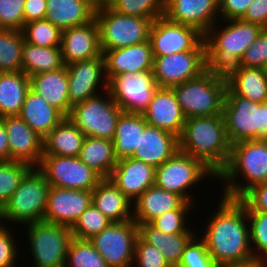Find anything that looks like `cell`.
Returning <instances> with one entry per match:
<instances>
[{"mask_svg":"<svg viewBox=\"0 0 267 267\" xmlns=\"http://www.w3.org/2000/svg\"><path fill=\"white\" fill-rule=\"evenodd\" d=\"M220 196L215 213L206 218L209 221L204 223L203 233L201 231L199 236L218 265L254 258L246 207L240 199Z\"/></svg>","mask_w":267,"mask_h":267,"instance_id":"obj_1","label":"cell"},{"mask_svg":"<svg viewBox=\"0 0 267 267\" xmlns=\"http://www.w3.org/2000/svg\"><path fill=\"white\" fill-rule=\"evenodd\" d=\"M219 21L204 34L206 70L227 80L240 68L245 51L263 28L242 19Z\"/></svg>","mask_w":267,"mask_h":267,"instance_id":"obj_2","label":"cell"},{"mask_svg":"<svg viewBox=\"0 0 267 267\" xmlns=\"http://www.w3.org/2000/svg\"><path fill=\"white\" fill-rule=\"evenodd\" d=\"M179 151L201 161L216 176L226 167L231 153L223 115L186 118Z\"/></svg>","mask_w":267,"mask_h":267,"instance_id":"obj_3","label":"cell"},{"mask_svg":"<svg viewBox=\"0 0 267 267\" xmlns=\"http://www.w3.org/2000/svg\"><path fill=\"white\" fill-rule=\"evenodd\" d=\"M217 179L224 182L220 195L232 199H240L253 186L267 182V140L232 144L229 161Z\"/></svg>","mask_w":267,"mask_h":267,"instance_id":"obj_4","label":"cell"},{"mask_svg":"<svg viewBox=\"0 0 267 267\" xmlns=\"http://www.w3.org/2000/svg\"><path fill=\"white\" fill-rule=\"evenodd\" d=\"M222 115L231 145L244 140H267V101L253 102L227 85Z\"/></svg>","mask_w":267,"mask_h":267,"instance_id":"obj_5","label":"cell"},{"mask_svg":"<svg viewBox=\"0 0 267 267\" xmlns=\"http://www.w3.org/2000/svg\"><path fill=\"white\" fill-rule=\"evenodd\" d=\"M49 188L50 184L44 174L33 167L0 210L3 224L18 223L24 227L23 225L43 221Z\"/></svg>","mask_w":267,"mask_h":267,"instance_id":"obj_6","label":"cell"},{"mask_svg":"<svg viewBox=\"0 0 267 267\" xmlns=\"http://www.w3.org/2000/svg\"><path fill=\"white\" fill-rule=\"evenodd\" d=\"M227 80L207 70L199 77L172 87L186 118L221 115Z\"/></svg>","mask_w":267,"mask_h":267,"instance_id":"obj_7","label":"cell"},{"mask_svg":"<svg viewBox=\"0 0 267 267\" xmlns=\"http://www.w3.org/2000/svg\"><path fill=\"white\" fill-rule=\"evenodd\" d=\"M206 178L216 180L217 176L201 161L178 150L155 169L154 184L163 190L178 194L187 202L194 203V191L192 192V190L198 184L202 185L200 182L204 183L203 180Z\"/></svg>","mask_w":267,"mask_h":267,"instance_id":"obj_8","label":"cell"},{"mask_svg":"<svg viewBox=\"0 0 267 267\" xmlns=\"http://www.w3.org/2000/svg\"><path fill=\"white\" fill-rule=\"evenodd\" d=\"M33 267H65L73 235L70 227L45 221L24 225Z\"/></svg>","mask_w":267,"mask_h":267,"instance_id":"obj_9","label":"cell"},{"mask_svg":"<svg viewBox=\"0 0 267 267\" xmlns=\"http://www.w3.org/2000/svg\"><path fill=\"white\" fill-rule=\"evenodd\" d=\"M95 19L99 27L102 53L148 41L154 21L152 18L114 12L108 6L96 10Z\"/></svg>","mask_w":267,"mask_h":267,"instance_id":"obj_10","label":"cell"},{"mask_svg":"<svg viewBox=\"0 0 267 267\" xmlns=\"http://www.w3.org/2000/svg\"><path fill=\"white\" fill-rule=\"evenodd\" d=\"M122 112L106 90L105 93L73 105L67 117L86 137L113 141L117 120Z\"/></svg>","mask_w":267,"mask_h":267,"instance_id":"obj_11","label":"cell"},{"mask_svg":"<svg viewBox=\"0 0 267 267\" xmlns=\"http://www.w3.org/2000/svg\"><path fill=\"white\" fill-rule=\"evenodd\" d=\"M154 57L191 50H206L204 34L197 28L170 21L165 16L156 18L149 31Z\"/></svg>","mask_w":267,"mask_h":267,"instance_id":"obj_12","label":"cell"},{"mask_svg":"<svg viewBox=\"0 0 267 267\" xmlns=\"http://www.w3.org/2000/svg\"><path fill=\"white\" fill-rule=\"evenodd\" d=\"M139 228L134 220L112 222L89 239L109 267H132Z\"/></svg>","mask_w":267,"mask_h":267,"instance_id":"obj_13","label":"cell"},{"mask_svg":"<svg viewBox=\"0 0 267 267\" xmlns=\"http://www.w3.org/2000/svg\"><path fill=\"white\" fill-rule=\"evenodd\" d=\"M37 168L50 186L92 191L103 179L78 157L43 155Z\"/></svg>","mask_w":267,"mask_h":267,"instance_id":"obj_14","label":"cell"},{"mask_svg":"<svg viewBox=\"0 0 267 267\" xmlns=\"http://www.w3.org/2000/svg\"><path fill=\"white\" fill-rule=\"evenodd\" d=\"M157 88L152 70L119 74L108 81V91L113 101L126 113L142 114Z\"/></svg>","mask_w":267,"mask_h":267,"instance_id":"obj_15","label":"cell"},{"mask_svg":"<svg viewBox=\"0 0 267 267\" xmlns=\"http://www.w3.org/2000/svg\"><path fill=\"white\" fill-rule=\"evenodd\" d=\"M153 74L158 87L172 88L206 71V50H191L154 57Z\"/></svg>","mask_w":267,"mask_h":267,"instance_id":"obj_16","label":"cell"},{"mask_svg":"<svg viewBox=\"0 0 267 267\" xmlns=\"http://www.w3.org/2000/svg\"><path fill=\"white\" fill-rule=\"evenodd\" d=\"M66 68L71 106L108 90L103 53L93 59L70 63Z\"/></svg>","mask_w":267,"mask_h":267,"instance_id":"obj_17","label":"cell"},{"mask_svg":"<svg viewBox=\"0 0 267 267\" xmlns=\"http://www.w3.org/2000/svg\"><path fill=\"white\" fill-rule=\"evenodd\" d=\"M92 204V191L50 186L43 221L71 227Z\"/></svg>","mask_w":267,"mask_h":267,"instance_id":"obj_18","label":"cell"},{"mask_svg":"<svg viewBox=\"0 0 267 267\" xmlns=\"http://www.w3.org/2000/svg\"><path fill=\"white\" fill-rule=\"evenodd\" d=\"M164 16L170 21L190 25L205 34L219 21L218 0H165Z\"/></svg>","mask_w":267,"mask_h":267,"instance_id":"obj_19","label":"cell"},{"mask_svg":"<svg viewBox=\"0 0 267 267\" xmlns=\"http://www.w3.org/2000/svg\"><path fill=\"white\" fill-rule=\"evenodd\" d=\"M7 131L10 160L37 167L43 157V138L19 116L2 117Z\"/></svg>","mask_w":267,"mask_h":267,"instance_id":"obj_20","label":"cell"},{"mask_svg":"<svg viewBox=\"0 0 267 267\" xmlns=\"http://www.w3.org/2000/svg\"><path fill=\"white\" fill-rule=\"evenodd\" d=\"M60 47L65 65L100 56L102 51L96 19L87 24L63 30Z\"/></svg>","mask_w":267,"mask_h":267,"instance_id":"obj_21","label":"cell"},{"mask_svg":"<svg viewBox=\"0 0 267 267\" xmlns=\"http://www.w3.org/2000/svg\"><path fill=\"white\" fill-rule=\"evenodd\" d=\"M142 114L147 124L181 136L186 117L172 88L158 87Z\"/></svg>","mask_w":267,"mask_h":267,"instance_id":"obj_22","label":"cell"},{"mask_svg":"<svg viewBox=\"0 0 267 267\" xmlns=\"http://www.w3.org/2000/svg\"><path fill=\"white\" fill-rule=\"evenodd\" d=\"M114 185L133 203L155 183V168L134 158L119 160L109 176Z\"/></svg>","mask_w":267,"mask_h":267,"instance_id":"obj_23","label":"cell"},{"mask_svg":"<svg viewBox=\"0 0 267 267\" xmlns=\"http://www.w3.org/2000/svg\"><path fill=\"white\" fill-rule=\"evenodd\" d=\"M103 56L108 81L115 75L153 69L154 56L149 40L127 47L106 50Z\"/></svg>","mask_w":267,"mask_h":267,"instance_id":"obj_24","label":"cell"},{"mask_svg":"<svg viewBox=\"0 0 267 267\" xmlns=\"http://www.w3.org/2000/svg\"><path fill=\"white\" fill-rule=\"evenodd\" d=\"M178 150L179 140L177 136L147 124L144 133H141L139 147H136L132 158L151 165L156 169Z\"/></svg>","mask_w":267,"mask_h":267,"instance_id":"obj_25","label":"cell"},{"mask_svg":"<svg viewBox=\"0 0 267 267\" xmlns=\"http://www.w3.org/2000/svg\"><path fill=\"white\" fill-rule=\"evenodd\" d=\"M186 202L178 194L154 184L133 202V220L137 224L150 223L167 211L180 209Z\"/></svg>","mask_w":267,"mask_h":267,"instance_id":"obj_26","label":"cell"},{"mask_svg":"<svg viewBox=\"0 0 267 267\" xmlns=\"http://www.w3.org/2000/svg\"><path fill=\"white\" fill-rule=\"evenodd\" d=\"M29 78L32 91L42 96L66 117L70 114L72 106L69 101L66 65L59 70L35 74Z\"/></svg>","mask_w":267,"mask_h":267,"instance_id":"obj_27","label":"cell"},{"mask_svg":"<svg viewBox=\"0 0 267 267\" xmlns=\"http://www.w3.org/2000/svg\"><path fill=\"white\" fill-rule=\"evenodd\" d=\"M19 116L43 139L66 117L31 89L26 95Z\"/></svg>","mask_w":267,"mask_h":267,"instance_id":"obj_28","label":"cell"},{"mask_svg":"<svg viewBox=\"0 0 267 267\" xmlns=\"http://www.w3.org/2000/svg\"><path fill=\"white\" fill-rule=\"evenodd\" d=\"M92 203L112 222L133 220V203L109 178H103L92 190Z\"/></svg>","mask_w":267,"mask_h":267,"instance_id":"obj_29","label":"cell"},{"mask_svg":"<svg viewBox=\"0 0 267 267\" xmlns=\"http://www.w3.org/2000/svg\"><path fill=\"white\" fill-rule=\"evenodd\" d=\"M95 9L85 0H46V20L61 31L89 23Z\"/></svg>","mask_w":267,"mask_h":267,"instance_id":"obj_30","label":"cell"},{"mask_svg":"<svg viewBox=\"0 0 267 267\" xmlns=\"http://www.w3.org/2000/svg\"><path fill=\"white\" fill-rule=\"evenodd\" d=\"M139 236L147 243L155 246L171 267H177L181 261L186 245L196 233H164L150 223L137 224Z\"/></svg>","mask_w":267,"mask_h":267,"instance_id":"obj_31","label":"cell"},{"mask_svg":"<svg viewBox=\"0 0 267 267\" xmlns=\"http://www.w3.org/2000/svg\"><path fill=\"white\" fill-rule=\"evenodd\" d=\"M85 137L83 132L65 117L43 139V155L78 157Z\"/></svg>","mask_w":267,"mask_h":267,"instance_id":"obj_32","label":"cell"},{"mask_svg":"<svg viewBox=\"0 0 267 267\" xmlns=\"http://www.w3.org/2000/svg\"><path fill=\"white\" fill-rule=\"evenodd\" d=\"M147 122L143 114L122 112L116 124L113 145L117 161L132 158Z\"/></svg>","mask_w":267,"mask_h":267,"instance_id":"obj_33","label":"cell"},{"mask_svg":"<svg viewBox=\"0 0 267 267\" xmlns=\"http://www.w3.org/2000/svg\"><path fill=\"white\" fill-rule=\"evenodd\" d=\"M30 90V78L23 71L0 73V117L19 115Z\"/></svg>","mask_w":267,"mask_h":267,"instance_id":"obj_34","label":"cell"},{"mask_svg":"<svg viewBox=\"0 0 267 267\" xmlns=\"http://www.w3.org/2000/svg\"><path fill=\"white\" fill-rule=\"evenodd\" d=\"M78 158L102 178H109L117 164L113 141L85 137Z\"/></svg>","mask_w":267,"mask_h":267,"instance_id":"obj_35","label":"cell"},{"mask_svg":"<svg viewBox=\"0 0 267 267\" xmlns=\"http://www.w3.org/2000/svg\"><path fill=\"white\" fill-rule=\"evenodd\" d=\"M65 64L61 47H41L24 41L22 71L27 76L61 69Z\"/></svg>","mask_w":267,"mask_h":267,"instance_id":"obj_36","label":"cell"},{"mask_svg":"<svg viewBox=\"0 0 267 267\" xmlns=\"http://www.w3.org/2000/svg\"><path fill=\"white\" fill-rule=\"evenodd\" d=\"M227 85L237 94L253 102L267 101V76L262 68H240L227 79Z\"/></svg>","mask_w":267,"mask_h":267,"instance_id":"obj_37","label":"cell"},{"mask_svg":"<svg viewBox=\"0 0 267 267\" xmlns=\"http://www.w3.org/2000/svg\"><path fill=\"white\" fill-rule=\"evenodd\" d=\"M22 31L0 29V73L22 71Z\"/></svg>","mask_w":267,"mask_h":267,"instance_id":"obj_38","label":"cell"},{"mask_svg":"<svg viewBox=\"0 0 267 267\" xmlns=\"http://www.w3.org/2000/svg\"><path fill=\"white\" fill-rule=\"evenodd\" d=\"M32 168V165L21 161H0V210Z\"/></svg>","mask_w":267,"mask_h":267,"instance_id":"obj_39","label":"cell"},{"mask_svg":"<svg viewBox=\"0 0 267 267\" xmlns=\"http://www.w3.org/2000/svg\"><path fill=\"white\" fill-rule=\"evenodd\" d=\"M65 267H109L88 239L73 237L70 242Z\"/></svg>","mask_w":267,"mask_h":267,"instance_id":"obj_40","label":"cell"},{"mask_svg":"<svg viewBox=\"0 0 267 267\" xmlns=\"http://www.w3.org/2000/svg\"><path fill=\"white\" fill-rule=\"evenodd\" d=\"M24 41L41 47L61 45L62 31L46 19L26 23L22 28Z\"/></svg>","mask_w":267,"mask_h":267,"instance_id":"obj_41","label":"cell"},{"mask_svg":"<svg viewBox=\"0 0 267 267\" xmlns=\"http://www.w3.org/2000/svg\"><path fill=\"white\" fill-rule=\"evenodd\" d=\"M108 7L124 15L155 20L164 16L165 0H110Z\"/></svg>","mask_w":267,"mask_h":267,"instance_id":"obj_42","label":"cell"},{"mask_svg":"<svg viewBox=\"0 0 267 267\" xmlns=\"http://www.w3.org/2000/svg\"><path fill=\"white\" fill-rule=\"evenodd\" d=\"M196 205L197 203L186 202L180 209L167 211L152 220L150 224L156 229L168 234L195 233L197 230H191L193 228L188 225L187 217L196 210L194 209Z\"/></svg>","mask_w":267,"mask_h":267,"instance_id":"obj_43","label":"cell"},{"mask_svg":"<svg viewBox=\"0 0 267 267\" xmlns=\"http://www.w3.org/2000/svg\"><path fill=\"white\" fill-rule=\"evenodd\" d=\"M110 223L112 221L104 216L92 203L70 227V231L75 238L89 240L104 230Z\"/></svg>","mask_w":267,"mask_h":267,"instance_id":"obj_44","label":"cell"},{"mask_svg":"<svg viewBox=\"0 0 267 267\" xmlns=\"http://www.w3.org/2000/svg\"><path fill=\"white\" fill-rule=\"evenodd\" d=\"M250 246L254 258L267 263V213L247 211Z\"/></svg>","mask_w":267,"mask_h":267,"instance_id":"obj_45","label":"cell"},{"mask_svg":"<svg viewBox=\"0 0 267 267\" xmlns=\"http://www.w3.org/2000/svg\"><path fill=\"white\" fill-rule=\"evenodd\" d=\"M177 267H219L209 254L205 241L198 233L186 245Z\"/></svg>","mask_w":267,"mask_h":267,"instance_id":"obj_46","label":"cell"},{"mask_svg":"<svg viewBox=\"0 0 267 267\" xmlns=\"http://www.w3.org/2000/svg\"><path fill=\"white\" fill-rule=\"evenodd\" d=\"M132 267H171L161 252L140 236L135 243L134 261Z\"/></svg>","mask_w":267,"mask_h":267,"instance_id":"obj_47","label":"cell"},{"mask_svg":"<svg viewBox=\"0 0 267 267\" xmlns=\"http://www.w3.org/2000/svg\"><path fill=\"white\" fill-rule=\"evenodd\" d=\"M25 0H0V29L22 31Z\"/></svg>","mask_w":267,"mask_h":267,"instance_id":"obj_48","label":"cell"},{"mask_svg":"<svg viewBox=\"0 0 267 267\" xmlns=\"http://www.w3.org/2000/svg\"><path fill=\"white\" fill-rule=\"evenodd\" d=\"M11 225L2 224L0 226V267H17L16 264H19L16 263L17 258L20 257L18 253L21 254L18 249L20 244L17 243L19 239L14 237L15 233L10 228ZM16 239L18 240L16 241Z\"/></svg>","mask_w":267,"mask_h":267,"instance_id":"obj_49","label":"cell"},{"mask_svg":"<svg viewBox=\"0 0 267 267\" xmlns=\"http://www.w3.org/2000/svg\"><path fill=\"white\" fill-rule=\"evenodd\" d=\"M267 63V28H263L257 39L245 51L240 66L264 69Z\"/></svg>","mask_w":267,"mask_h":267,"instance_id":"obj_50","label":"cell"},{"mask_svg":"<svg viewBox=\"0 0 267 267\" xmlns=\"http://www.w3.org/2000/svg\"><path fill=\"white\" fill-rule=\"evenodd\" d=\"M240 200L247 211L267 213V182L253 186Z\"/></svg>","mask_w":267,"mask_h":267,"instance_id":"obj_51","label":"cell"},{"mask_svg":"<svg viewBox=\"0 0 267 267\" xmlns=\"http://www.w3.org/2000/svg\"><path fill=\"white\" fill-rule=\"evenodd\" d=\"M220 20L242 19L253 0H218Z\"/></svg>","mask_w":267,"mask_h":267,"instance_id":"obj_52","label":"cell"},{"mask_svg":"<svg viewBox=\"0 0 267 267\" xmlns=\"http://www.w3.org/2000/svg\"><path fill=\"white\" fill-rule=\"evenodd\" d=\"M242 20L267 28V0H253Z\"/></svg>","mask_w":267,"mask_h":267,"instance_id":"obj_53","label":"cell"},{"mask_svg":"<svg viewBox=\"0 0 267 267\" xmlns=\"http://www.w3.org/2000/svg\"><path fill=\"white\" fill-rule=\"evenodd\" d=\"M24 25L33 21L46 18V0H25Z\"/></svg>","mask_w":267,"mask_h":267,"instance_id":"obj_54","label":"cell"},{"mask_svg":"<svg viewBox=\"0 0 267 267\" xmlns=\"http://www.w3.org/2000/svg\"><path fill=\"white\" fill-rule=\"evenodd\" d=\"M0 161H10V147L3 118L0 117Z\"/></svg>","mask_w":267,"mask_h":267,"instance_id":"obj_55","label":"cell"},{"mask_svg":"<svg viewBox=\"0 0 267 267\" xmlns=\"http://www.w3.org/2000/svg\"><path fill=\"white\" fill-rule=\"evenodd\" d=\"M266 263L256 258L244 262L227 263L219 265V267H263Z\"/></svg>","mask_w":267,"mask_h":267,"instance_id":"obj_56","label":"cell"},{"mask_svg":"<svg viewBox=\"0 0 267 267\" xmlns=\"http://www.w3.org/2000/svg\"><path fill=\"white\" fill-rule=\"evenodd\" d=\"M95 10L107 7V0H85Z\"/></svg>","mask_w":267,"mask_h":267,"instance_id":"obj_57","label":"cell"},{"mask_svg":"<svg viewBox=\"0 0 267 267\" xmlns=\"http://www.w3.org/2000/svg\"><path fill=\"white\" fill-rule=\"evenodd\" d=\"M264 71H265V74H266V76H267V63H266V65H265V67H264Z\"/></svg>","mask_w":267,"mask_h":267,"instance_id":"obj_58","label":"cell"},{"mask_svg":"<svg viewBox=\"0 0 267 267\" xmlns=\"http://www.w3.org/2000/svg\"><path fill=\"white\" fill-rule=\"evenodd\" d=\"M3 224V222H2V219H1V217H0V226Z\"/></svg>","mask_w":267,"mask_h":267,"instance_id":"obj_59","label":"cell"}]
</instances>
